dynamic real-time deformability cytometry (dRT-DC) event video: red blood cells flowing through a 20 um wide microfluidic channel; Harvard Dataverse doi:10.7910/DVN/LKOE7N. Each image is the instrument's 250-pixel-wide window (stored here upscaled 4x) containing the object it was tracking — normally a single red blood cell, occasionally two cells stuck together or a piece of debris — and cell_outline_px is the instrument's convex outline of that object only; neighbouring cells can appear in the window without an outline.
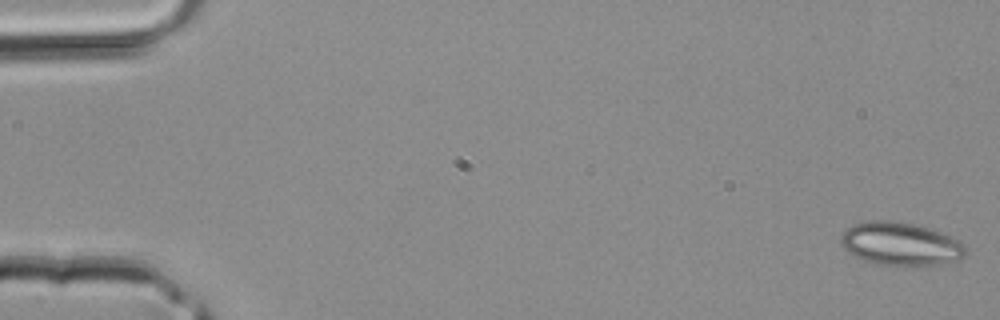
{"species": "common noctule bat (a hibernating species)", "species_latin": "Nyctalus noctula", "temperature_condition": "room temperature", "stored_images_in_passage": 41, "camera_frame_rate_fps": 3000, "um_per_image_px": 0.085, "animal": {"sex": "male", "body_mass_g": 20.4}, "frame": {"image": 1, "passage_image": 1, "time_ms": 0.0, "image_size_px": [1000, 320], "cell_outline_px": [[964, 256], [956, 260], [944, 264], [912, 268], [904, 268], [876, 264], [864, 260], [848, 252], [840, 244], [840, 236], [852, 224], [868, 220], [892, 220], [912, 224], [928, 228], [940, 232], [960, 240], [964, 244]], "centroid_in_image_um": [76.54, 20.77], "position_along_channel_um": 8.5, "area_um2": 32.08}}
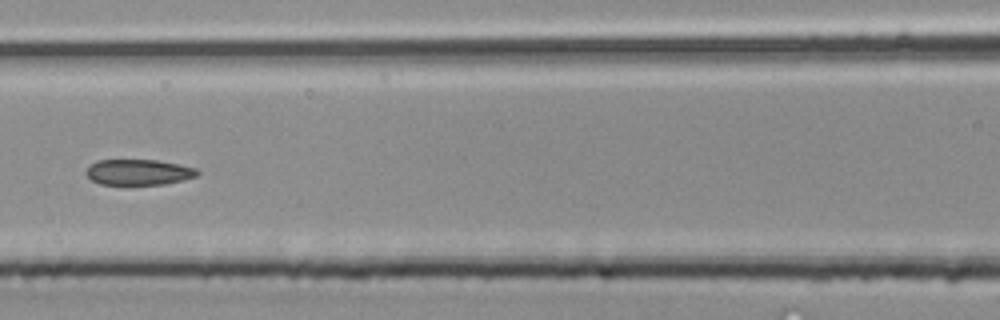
{"frame": {"image": 2, "passage_image": 19, "time_ms": 6.0, "image_size_px": [1000, 320], "cell_outline_px": [[200, 172], [196, 176], [164, 184], [100, 184], [92, 180], [88, 176], [88, 168], [96, 160], [156, 160], [180, 164], [196, 168]], "centroid_in_image_um": [11.81, 14.62], "position_along_channel_um": 154.8, "area_um2": 16.36}}
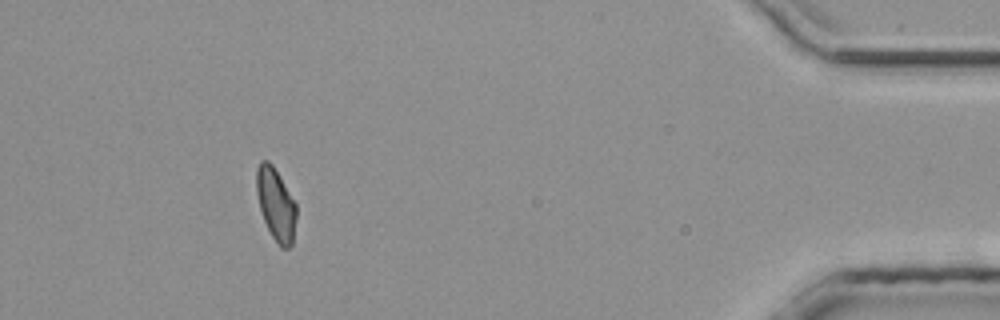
{"frame": {"image": 3, "passage_image": 38, "time_ms": 12.333, "image_size_px": [1000, 320], "cell_outline_px": [[296, 220], [292, 244], [288, 248], [280, 248], [272, 236], [264, 220], [260, 208], [256, 192], [256, 168], [260, 160], [268, 160], [272, 164], [296, 204]], "centroid_in_image_um": [23.44, 17.36], "position_along_channel_um": 411.8, "area_um2": 16.7}}